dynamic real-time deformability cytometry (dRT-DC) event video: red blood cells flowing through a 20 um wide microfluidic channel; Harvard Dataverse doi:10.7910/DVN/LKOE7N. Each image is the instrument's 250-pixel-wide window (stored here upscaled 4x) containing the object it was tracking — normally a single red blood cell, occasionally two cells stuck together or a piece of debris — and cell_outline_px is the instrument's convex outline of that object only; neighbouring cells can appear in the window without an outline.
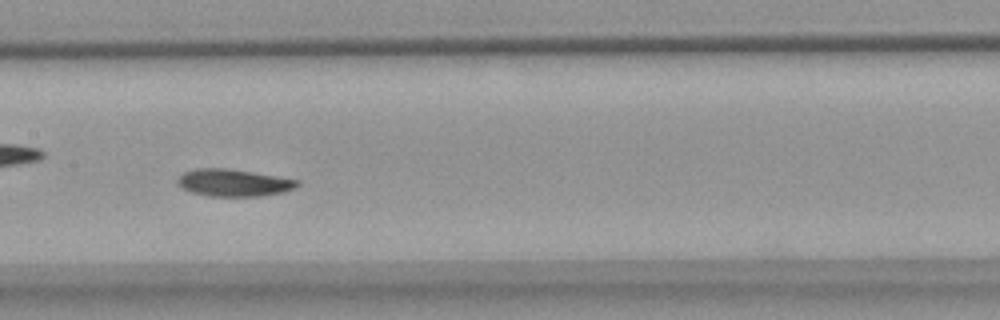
{"species": "common noctule bat (a hibernating species)", "species_latin": "Nyctalus noctula", "temperature_condition": "warm", "stored_images_in_passage": 57, "camera_frame_rate_fps": 3000, "um_per_image_px": 0.085, "animal": {"sex": "female", "body_mass_g": 18.4}, "frame": {"image": 1, "passage_image": 29, "time_ms": 9.333, "image_size_px": [1000, 320], "cell_outline_px": [[300, 184], [296, 188], [284, 192], [260, 196], [208, 196], [192, 192], [184, 188], [176, 180], [184, 172], [196, 168], [224, 168], [280, 176], [300, 180]], "centroid_in_image_um": [19.92, 15.53], "position_along_channel_um": 187.5, "area_um2": 18.96}}
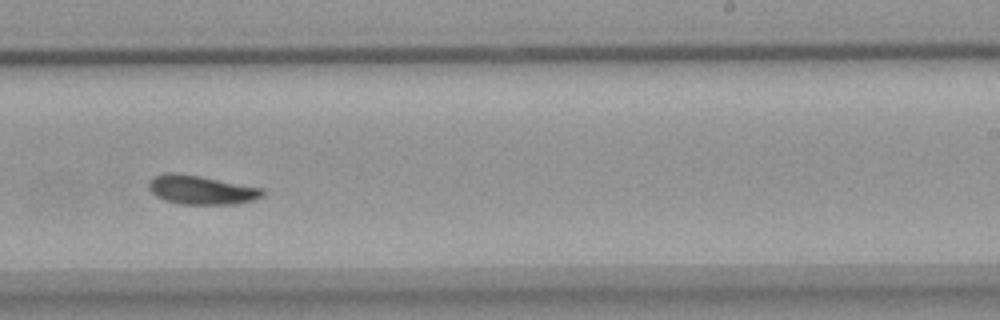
{"frame": {"image": 2, "passage_image": 36, "time_ms": 11.667, "image_size_px": [1000, 320], "cell_outline_px": [[264, 196], [252, 200], [236, 204], [180, 204], [164, 200], [156, 196], [148, 188], [148, 180], [152, 176], [164, 172], [176, 172], [200, 176], [264, 188]], "centroid_in_image_um": [17.07, 16.12], "position_along_channel_um": 271.9, "area_um2": 19.48}}
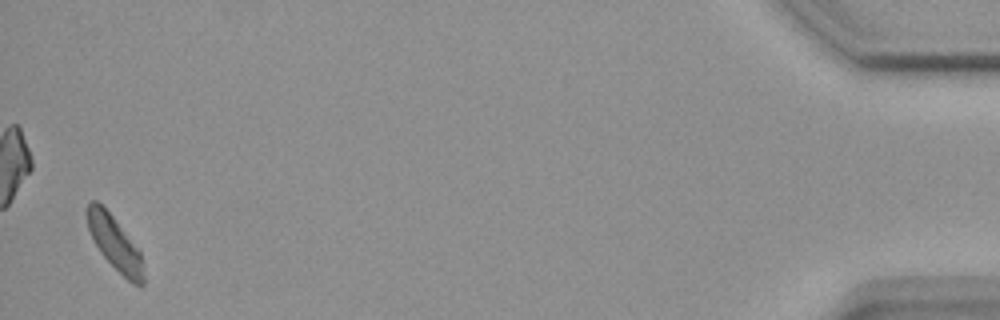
{"frame": {"image": 3, "passage_image": 56, "time_ms": 18.333, "image_size_px": [1000, 320], "cell_outline_px": [[144, 284], [140, 288], [132, 284], [100, 252], [88, 228], [88, 204], [92, 200], [96, 200], [112, 216], [140, 248], [144, 276]], "centroid_in_image_um": [9.83, 20.73], "position_along_channel_um": 425.4, "area_um2": 17.4}, "authors_computed_cell_mechanics": {"area_um2": 18.6116, "velocity_mm_per_s": 3.6279, "shape_relaxation_time_tau1_ms": 3.1421, "shape_relaxation_time_tau2_ms": 9.8838, "deformation_change_tau1": 0.1068, "deformation_change_tau2": 0.1542}}